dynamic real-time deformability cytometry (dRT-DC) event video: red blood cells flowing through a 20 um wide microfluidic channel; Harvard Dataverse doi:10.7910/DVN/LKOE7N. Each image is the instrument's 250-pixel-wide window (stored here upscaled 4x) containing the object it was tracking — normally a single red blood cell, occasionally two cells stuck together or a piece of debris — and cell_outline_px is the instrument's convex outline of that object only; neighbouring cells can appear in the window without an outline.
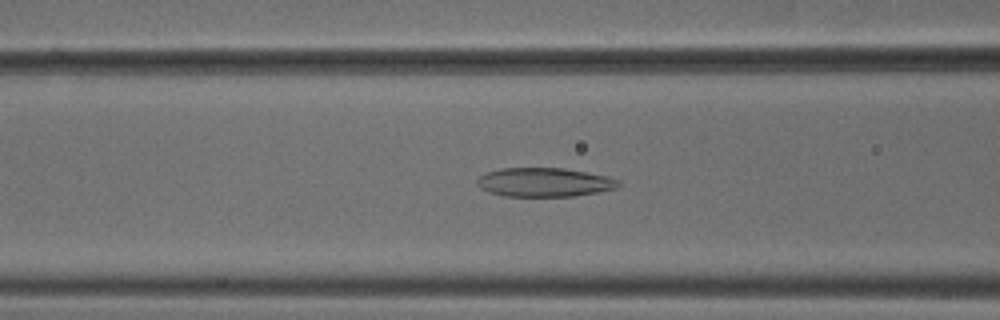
{"species": "common noctule bat (a hibernating species)", "species_latin": "Nyctalus noctula", "temperature_condition": "cold", "stored_images_in_passage": 50, "camera_frame_rate_fps": 3000, "um_per_image_px": 0.085, "animal": {"sex": "male", "body_mass_g": 18.8}, "frame": {"image": 1, "passage_image": 20, "time_ms": 6.333, "image_size_px": [1000, 320], "cell_outline_px": [[620, 184], [616, 188], [596, 192], [572, 196], [504, 196], [488, 192], [480, 188], [476, 184], [476, 180], [480, 176], [488, 172], [500, 168], [564, 168], [608, 176], [620, 180]], "centroid_in_image_um": [46.25, 15.49], "position_along_channel_um": 120.4, "area_um2": 23.81}}
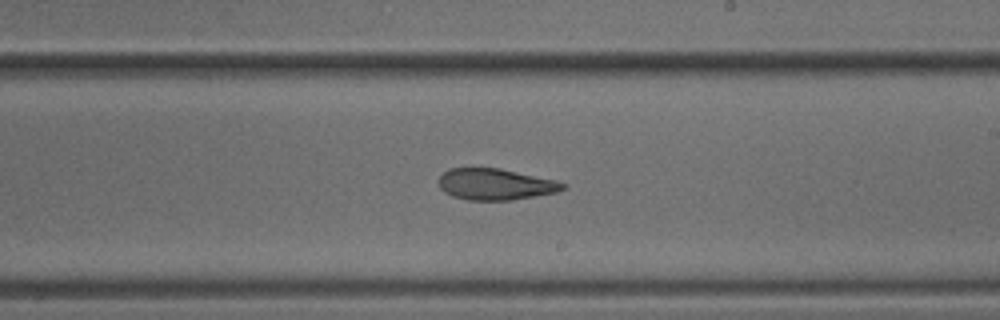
{"frame": {"image": 2, "passage_image": 30, "time_ms": 9.667, "image_size_px": [1000, 320], "cell_outline_px": [[568, 188], [556, 192], [512, 200], [468, 200], [452, 196], [444, 192], [440, 188], [440, 176], [448, 168], [500, 168], [556, 180], [568, 184]], "centroid_in_image_um": [42.14, 15.66], "position_along_channel_um": 246.9, "area_um2": 22.72}}
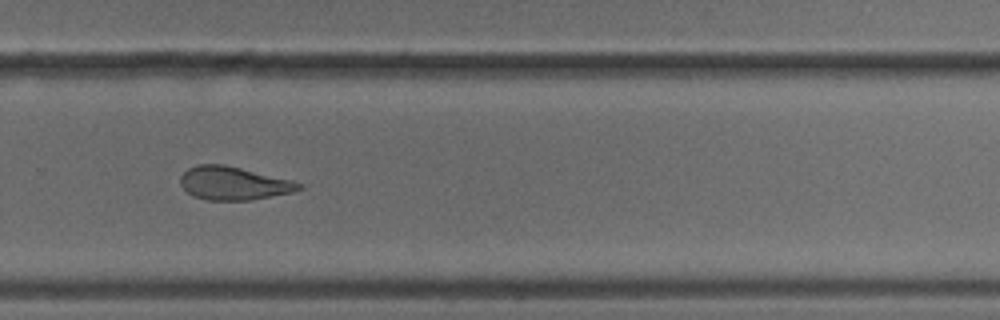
{"frame": {"image": 3, "passage_image": 35, "time_ms": 11.333, "image_size_px": [1000, 320], "cell_outline_px": [[304, 188], [292, 192], [252, 200], [208, 200], [192, 196], [180, 184], [180, 176], [188, 168], [196, 164], [224, 164], [292, 180], [304, 184]], "centroid_in_image_um": [19.86, 15.57], "position_along_channel_um": 309.9, "area_um2": 23.06}}